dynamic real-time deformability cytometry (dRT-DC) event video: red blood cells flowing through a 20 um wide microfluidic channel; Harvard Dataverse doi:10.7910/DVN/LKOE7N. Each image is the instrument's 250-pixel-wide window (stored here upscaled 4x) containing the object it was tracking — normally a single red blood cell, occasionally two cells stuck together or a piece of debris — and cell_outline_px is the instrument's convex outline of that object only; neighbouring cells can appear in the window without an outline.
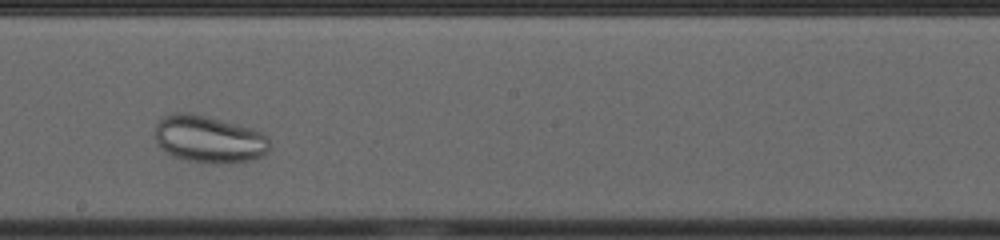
{"species": "common noctule bat (a hibernating species)", "species_latin": "Nyctalus noctula", "temperature_condition": "cold", "stored_images_in_passage": 34, "camera_frame_rate_fps": 3000, "um_per_image_px": 0.085, "animal": {"sex": "female", "body_mass_g": 23.0, "forearm_length_mm": 53.4}, "frame": {"image": 1, "passage_image": 20, "time_ms": 6.333, "image_size_px": [1000, 240], "cell_outline_px": [[268, 148], [260, 156], [252, 160], [216, 164], [188, 160], [172, 156], [160, 148], [156, 140], [156, 124], [164, 116], [176, 112], [192, 112], [256, 128], [264, 132], [268, 136]], "centroid_in_image_um": [17.77, 11.8], "position_along_channel_um": 230.4, "area_um2": 31.79}}
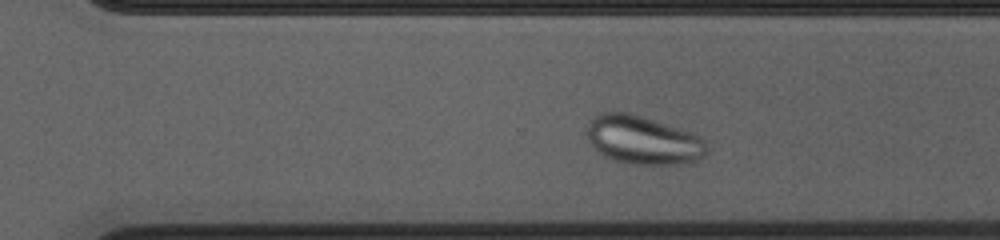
{"frame": {"image": 2, "passage_image": 27, "time_ms": 8.667, "image_size_px": [1000, 240], "cell_outline_px": [[708, 148], [704, 156], [680, 164], [632, 164], [616, 160], [604, 156], [588, 140], [588, 124], [600, 112], [628, 112], [692, 132], [700, 136], [704, 140]], "centroid_in_image_um": [54.67, 11.9], "position_along_channel_um": 315.9, "area_um2": 33.35}}
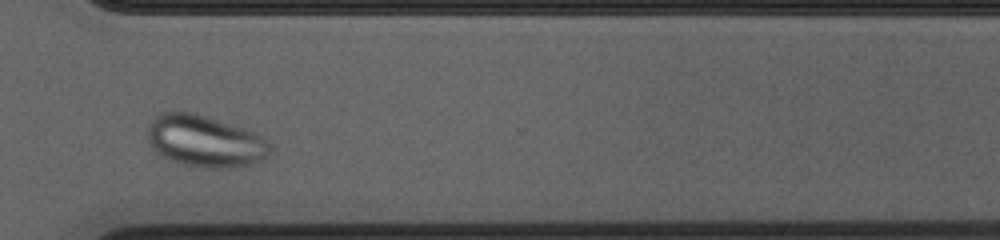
{"frame": {"image": 3, "passage_image": 30, "time_ms": 9.667, "image_size_px": [1000, 240], "cell_outline_px": [[272, 152], [268, 156], [252, 164], [232, 168], [204, 168], [184, 164], [172, 160], [156, 152], [148, 140], [148, 124], [160, 112], [192, 112], [244, 128], [256, 132], [268, 140], [272, 144]], "centroid_in_image_um": [17.47, 12.0], "position_along_channel_um": 353.1, "area_um2": 37.05}}